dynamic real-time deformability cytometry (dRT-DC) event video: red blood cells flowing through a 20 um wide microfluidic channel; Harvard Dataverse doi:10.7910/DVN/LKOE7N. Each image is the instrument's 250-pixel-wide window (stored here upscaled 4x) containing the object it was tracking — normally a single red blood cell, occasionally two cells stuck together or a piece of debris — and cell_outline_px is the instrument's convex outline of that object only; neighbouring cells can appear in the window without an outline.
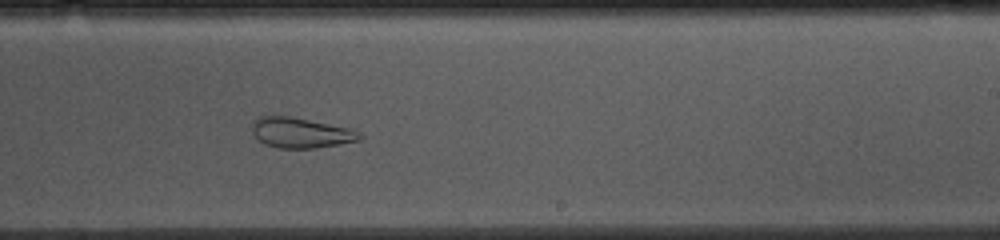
{"species": "common noctule bat (a hibernating species)", "species_latin": "Nyctalus noctula", "temperature_condition": "cold", "stored_images_in_passage": 32, "camera_frame_rate_fps": 3000, "um_per_image_px": 0.085, "animal": {"sex": "female", "body_mass_g": 10.0, "forearm_length_mm": 53.1}, "frame": {"image": 1, "passage_image": 23, "time_ms": 7.333, "image_size_px": [1000, 240], "cell_outline_px": [[364, 136], [360, 140], [340, 144], [316, 148], [276, 148], [264, 144], [252, 132], [252, 120], [256, 116], [288, 116], [352, 128], [360, 132]], "centroid_in_image_um": [25.57, 11.28], "position_along_channel_um": 263.4, "area_um2": 19.19}, "authors_computed_cell_mechanics": {"area_um2": 20.4612, "velocity_mm_per_s": 3.6851, "shape_relaxation_time_tau1_ms": null, "shape_relaxation_time_tau2_ms": 1.8915, "deformation_change_tau1": null, "deformation_change_tau2": 0.0751}}